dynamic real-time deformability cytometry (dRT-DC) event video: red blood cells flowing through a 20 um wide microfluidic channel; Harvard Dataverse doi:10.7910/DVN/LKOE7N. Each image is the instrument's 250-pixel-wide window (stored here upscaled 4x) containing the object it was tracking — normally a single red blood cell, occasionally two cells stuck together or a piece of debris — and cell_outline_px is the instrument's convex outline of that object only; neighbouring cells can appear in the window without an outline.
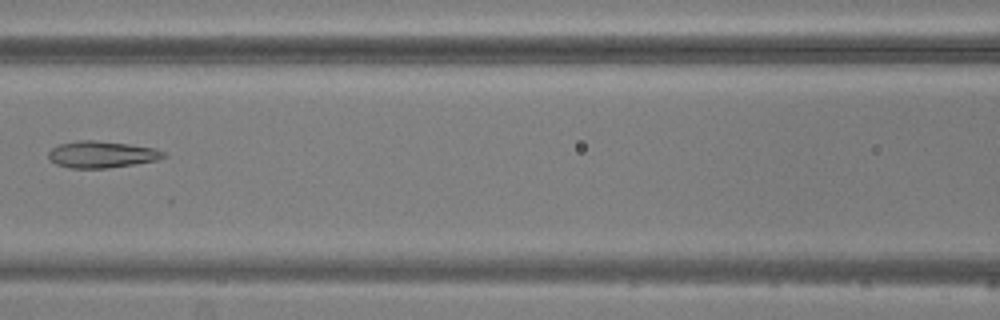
{"species": "common noctule bat (a hibernating species)", "species_latin": "Nyctalus noctula", "temperature_condition": "warm", "stored_images_in_passage": 6, "camera_frame_rate_fps": 3000, "um_per_image_px": 0.085, "animal": {"sex": "male", "body_mass_g": 20.5, "forearm_length_mm": 52.5}, "frame": {"image": 1, "passage_image": 6, "time_ms": 6.333, "image_size_px": [1000, 320], "cell_outline_px": [[168, 156], [156, 160], [108, 168], [68, 168], [56, 164], [48, 156], [48, 152], [52, 148], [60, 144], [80, 140], [92, 140], [128, 144], [156, 148], [164, 152]], "centroid_in_image_um": [8.65, 13.13], "position_along_channel_um": 158.0, "area_um2": 17.74}}